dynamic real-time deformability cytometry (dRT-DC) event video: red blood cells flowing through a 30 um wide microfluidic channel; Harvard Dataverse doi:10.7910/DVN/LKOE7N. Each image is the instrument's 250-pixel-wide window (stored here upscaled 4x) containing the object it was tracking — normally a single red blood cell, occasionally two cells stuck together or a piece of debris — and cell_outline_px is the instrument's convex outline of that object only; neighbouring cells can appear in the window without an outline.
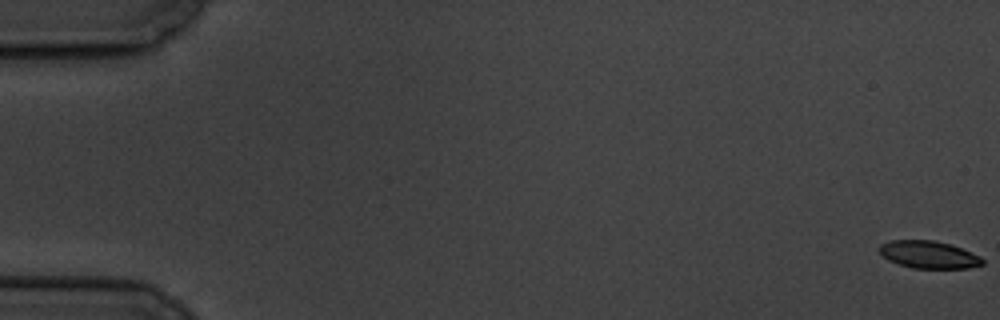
{"species": "common noctule bat (a hibernating species)", "species_latin": "Nyctalus noctula", "temperature_condition": "cold", "stored_images_in_passage": 6, "camera_frame_rate_fps": 3000, "um_per_image_px": 0.085, "animal": {"sex": "male", "body_mass_g": 19.5, "forearm_length_mm": 54.6}, "frame": {"image": 1, "passage_image": 1, "time_ms": 0.0, "image_size_px": [1000, 320], "cell_outline_px": [[984, 264], [968, 268], [912, 268], [888, 260], [876, 248], [880, 244], [888, 240], [936, 240], [960, 248], [980, 256], [984, 260]], "centroid_in_image_um": [78.91, 21.63], "position_along_channel_um": 6.1, "area_um2": 16.47}}
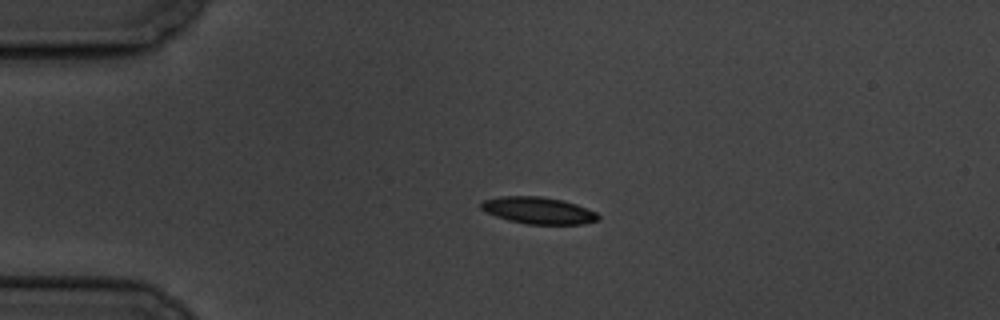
{"frame": {"image": 2, "passage_image": 5, "time_ms": 4.667, "image_size_px": [1000, 320], "cell_outline_px": [[600, 220], [580, 224], [528, 224], [508, 220], [484, 212], [480, 208], [480, 204], [484, 200], [500, 196], [540, 196], [564, 200], [576, 204], [596, 212], [600, 216]], "centroid_in_image_um": [45.75, 17.88], "position_along_channel_um": 39.2, "area_um2": 18.38}}